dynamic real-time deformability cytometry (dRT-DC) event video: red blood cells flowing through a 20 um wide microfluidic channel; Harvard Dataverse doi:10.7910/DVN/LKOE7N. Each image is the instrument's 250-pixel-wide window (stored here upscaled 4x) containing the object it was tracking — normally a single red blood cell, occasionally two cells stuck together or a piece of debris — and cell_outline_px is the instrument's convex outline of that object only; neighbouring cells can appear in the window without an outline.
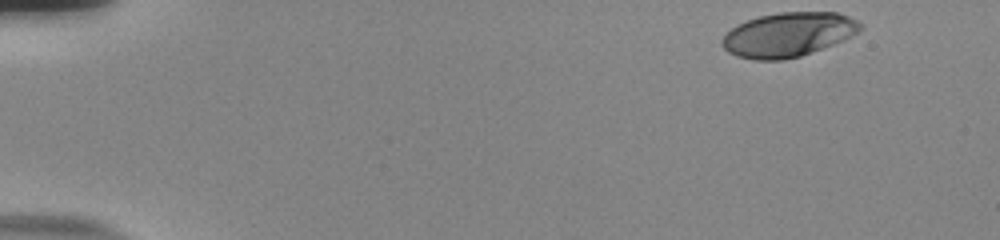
{"species": "human", "species_latin": "Homo sapiens", "temperature_condition": "room temperature", "stored_images_in_passage": 45, "camera_frame_rate_fps": 3000, "um_per_image_px": 0.085, "donor": {"sex": "male"}, "frame": {"image": 1, "passage_image": 1, "time_ms": 0.0, "image_size_px": [1000, 240], "cell_outline_px": [[864, 28], [832, 44], [800, 56], [784, 60], [756, 60], [736, 56], [728, 52], [720, 44], [720, 40], [732, 28], [748, 20], [760, 16], [780, 12], [836, 12], [848, 16], [856, 20]], "centroid_in_image_um": [66.96, 2.94], "position_along_channel_um": 18.0, "area_um2": 35.2}}
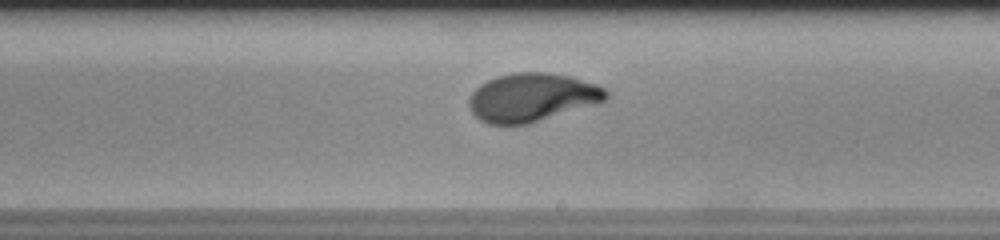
{"frame": {"image": 2, "passage_image": 30, "time_ms": 9.667, "image_size_px": [1000, 240], "cell_outline_px": [[608, 96], [604, 100], [596, 104], [528, 124], [488, 124], [480, 120], [468, 108], [468, 100], [472, 92], [480, 84], [496, 76], [512, 72], [548, 72], [572, 76], [596, 84], [604, 88], [608, 92]], "centroid_in_image_um": [45.2, 8.27], "position_along_channel_um": 243.8, "area_um2": 38.84}}
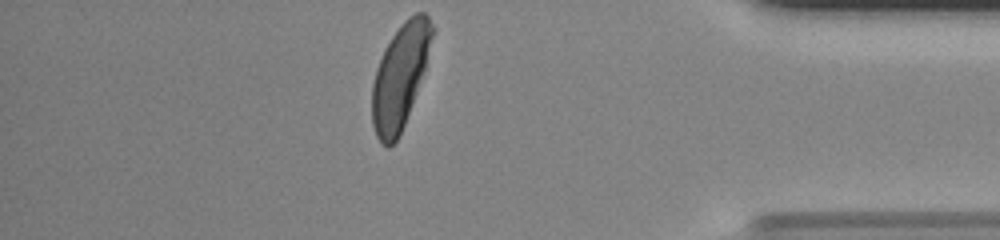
{"frame": {"image": 3, "passage_image": 45, "time_ms": 14.667, "image_size_px": [1000, 240], "cell_outline_px": [[436, 32], [424, 68], [404, 124], [396, 140], [388, 148], [380, 144], [376, 136], [372, 124], [372, 84], [376, 68], [384, 48], [392, 36], [404, 20], [408, 16], [416, 12], [424, 12], [428, 16], [436, 28]], "centroid_in_image_um": [34.0, 6.43], "position_along_channel_um": 401.2, "area_um2": 36.3}, "authors_computed_cell_mechanics": {"area_um2": 37.859, "velocity_mm_per_s": 3.7078, "shape_relaxation_time_tau1_ms": 4.0317, "shape_relaxation_time_tau2_ms": null, "deformation_change_tau1": 0.2204, "deformation_change_tau2": null}}